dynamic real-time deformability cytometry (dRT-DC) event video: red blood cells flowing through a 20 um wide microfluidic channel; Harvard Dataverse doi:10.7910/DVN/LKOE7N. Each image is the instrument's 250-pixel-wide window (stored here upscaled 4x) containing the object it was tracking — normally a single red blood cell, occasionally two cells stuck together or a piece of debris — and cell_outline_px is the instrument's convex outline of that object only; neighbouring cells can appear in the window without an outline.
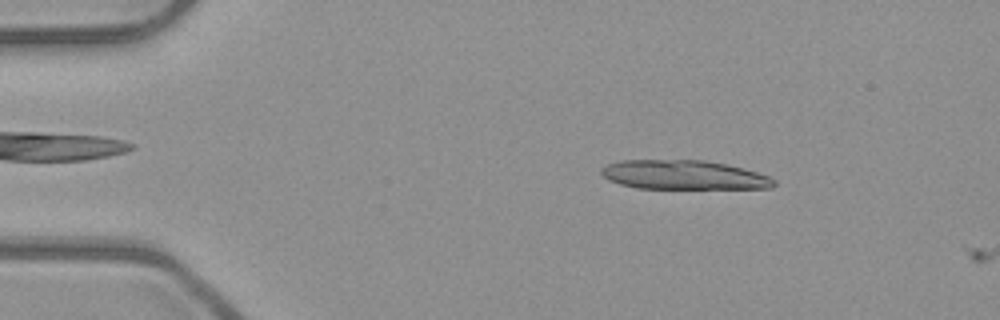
{"species": "common noctule bat (a hibernating species)", "species_latin": "Nyctalus noctula", "temperature_condition": "room temperature", "stored_images_in_passage": 3, "camera_frame_rate_fps": 3000, "um_per_image_px": 0.085, "animal": {"sex": "male", "body_mass_g": 23.1, "forearm_length_mm": 52.7}, "frame": {"image": 1, "passage_image": 2, "time_ms": 0.333, "image_size_px": [1000, 320], "cell_outline_px": [[776, 184], [772, 188], [636, 188], [620, 184], [608, 180], [600, 172], [600, 168], [608, 164], [620, 160], [704, 160], [728, 164], [744, 168], [768, 176], [776, 180]], "centroid_in_image_um": [58.11, 14.86], "position_along_channel_um": 26.9, "area_um2": 29.42}}